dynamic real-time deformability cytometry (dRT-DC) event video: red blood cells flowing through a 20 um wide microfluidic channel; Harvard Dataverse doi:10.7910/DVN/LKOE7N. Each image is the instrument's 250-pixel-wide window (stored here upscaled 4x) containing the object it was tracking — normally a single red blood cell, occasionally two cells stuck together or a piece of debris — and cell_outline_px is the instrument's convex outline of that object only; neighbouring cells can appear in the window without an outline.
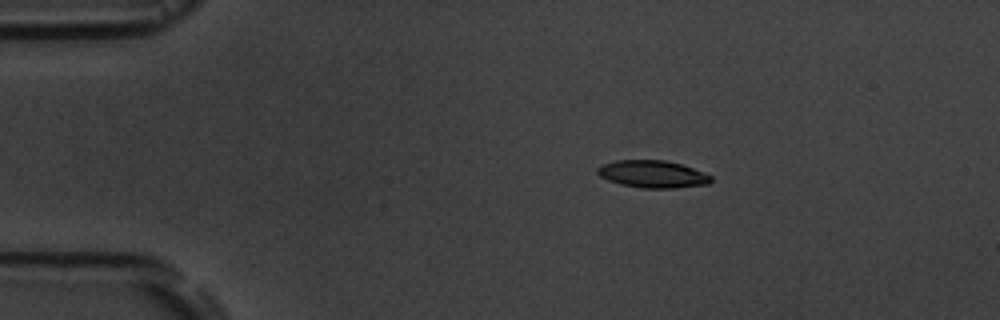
{"species": "common noctule bat (a hibernating species)", "species_latin": "Nyctalus noctula", "temperature_condition": "room temperature", "stored_images_in_passage": 4, "camera_frame_rate_fps": 3000, "um_per_image_px": 0.085, "animal": {"sex": "male", "body_mass_g": 19.5, "forearm_length_mm": 54.6}, "frame": {"image": 1, "passage_image": 3, "time_ms": 2.667, "image_size_px": [1000, 320], "cell_outline_px": [[712, 180], [708, 184], [672, 188], [644, 188], [620, 184], [608, 180], [600, 176], [596, 172], [596, 168], [604, 164], [616, 160], [664, 160], [680, 164], [692, 168], [712, 176]], "centroid_in_image_um": [55.45, 14.8], "position_along_channel_um": 29.6, "area_um2": 17.92}}